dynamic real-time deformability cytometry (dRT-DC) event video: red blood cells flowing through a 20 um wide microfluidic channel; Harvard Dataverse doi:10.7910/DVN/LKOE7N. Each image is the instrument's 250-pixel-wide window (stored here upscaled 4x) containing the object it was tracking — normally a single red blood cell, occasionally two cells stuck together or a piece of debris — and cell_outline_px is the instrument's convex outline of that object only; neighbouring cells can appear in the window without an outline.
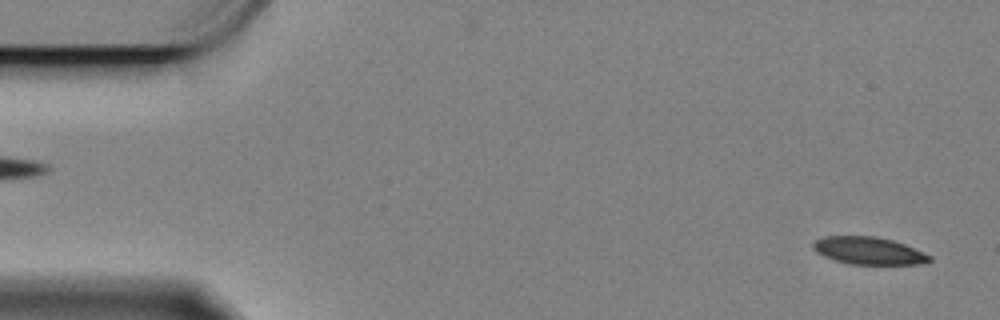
{"species": "Egyptian fruit bat (a non-hibernating species)", "species_latin": "Rousettus aegyptiacus", "temperature_condition": "cold", "stored_images_in_passage": 42, "camera_frame_rate_fps": 3000, "um_per_image_px": 0.085, "animal": {"sex": "female"}, "frame": {"image": 1, "passage_image": 2, "time_ms": 0.333, "image_size_px": [1000, 320], "cell_outline_px": [[932, 260], [916, 264], [852, 264], [836, 260], [824, 256], [812, 248], [812, 244], [816, 240], [824, 236], [876, 236], [892, 240], [904, 244], [932, 256]], "centroid_in_image_um": [73.83, 21.3], "position_along_channel_um": 11.2, "area_um2": 18.38}}
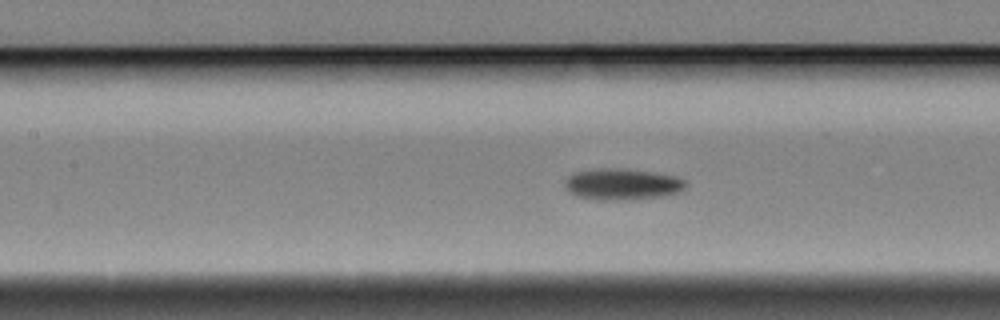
{"frame": {"image": 2, "passage_image": 25, "time_ms": 8.0, "image_size_px": [1000, 320], "cell_outline_px": [[684, 188], [676, 192], [660, 196], [616, 200], [604, 200], [576, 196], [564, 188], [564, 180], [568, 176], [576, 172], [604, 168], [648, 172], [676, 176], [684, 180]], "centroid_in_image_um": [52.8, 15.66], "position_along_channel_um": 154.6, "area_um2": 21.27}}
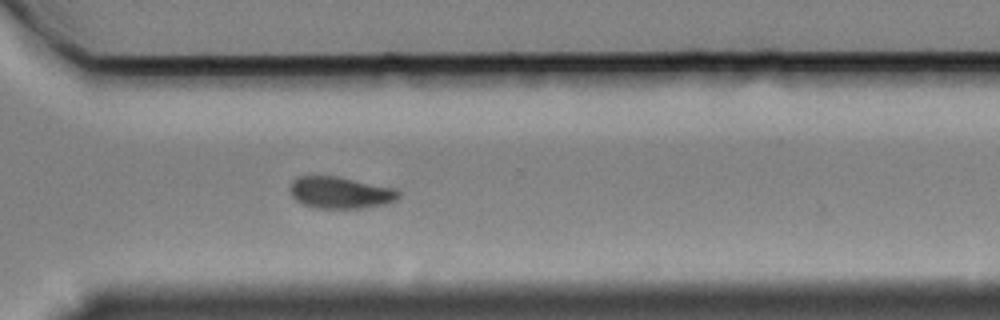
{"frame": {"image": 3, "passage_image": 42, "time_ms": 13.667, "image_size_px": [1000, 320], "cell_outline_px": [[400, 196], [396, 200], [388, 204], [360, 208], [312, 208], [296, 200], [292, 196], [288, 188], [292, 180], [300, 176], [336, 176], [396, 188], [400, 192]], "centroid_in_image_um": [28.93, 16.37], "position_along_channel_um": 341.7, "area_um2": 20.29}}